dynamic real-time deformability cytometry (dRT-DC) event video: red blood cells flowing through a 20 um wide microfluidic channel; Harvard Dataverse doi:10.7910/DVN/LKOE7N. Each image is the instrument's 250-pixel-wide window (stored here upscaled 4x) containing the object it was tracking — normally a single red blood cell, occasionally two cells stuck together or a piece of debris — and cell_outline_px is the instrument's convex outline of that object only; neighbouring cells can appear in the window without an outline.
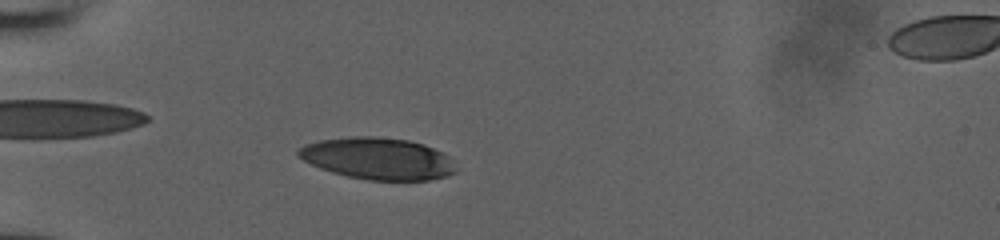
{"species": "human", "species_latin": "Homo sapiens", "temperature_condition": "room temperature", "stored_images_in_passage": 27, "camera_frame_rate_fps": 3000, "um_per_image_px": 0.085, "donor": {"sex": "male"}, "frame": {"image": 1, "passage_image": 13, "time_ms": 4.0, "image_size_px": [1000, 240], "cell_outline_px": [[456, 172], [448, 176], [428, 180], [368, 180], [348, 176], [332, 172], [320, 168], [296, 156], [296, 152], [304, 144], [320, 140], [352, 136], [376, 136], [408, 140], [424, 144], [444, 152], [448, 156]], "centroid_in_image_um": [32.1, 13.47], "position_along_channel_um": 52.9, "area_um2": 38.38}}
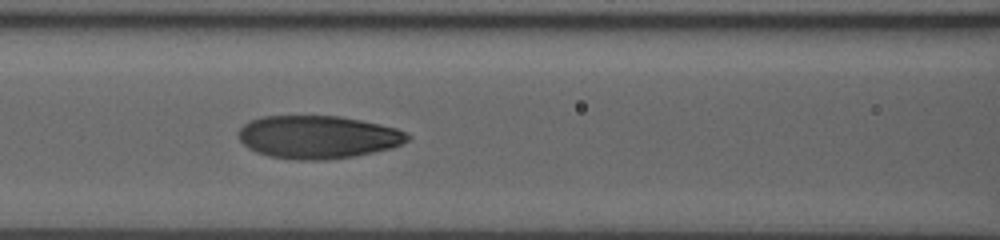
{"frame": {"image": 2, "passage_image": 21, "time_ms": 6.667, "image_size_px": [1000, 240], "cell_outline_px": [[412, 136], [408, 140], [392, 148], [352, 156], [328, 160], [296, 160], [268, 156], [256, 152], [248, 148], [240, 140], [240, 128], [244, 124], [260, 116], [340, 116], [380, 124], [396, 128]], "centroid_in_image_um": [27.02, 11.65], "position_along_channel_um": 139.6, "area_um2": 42.19}}
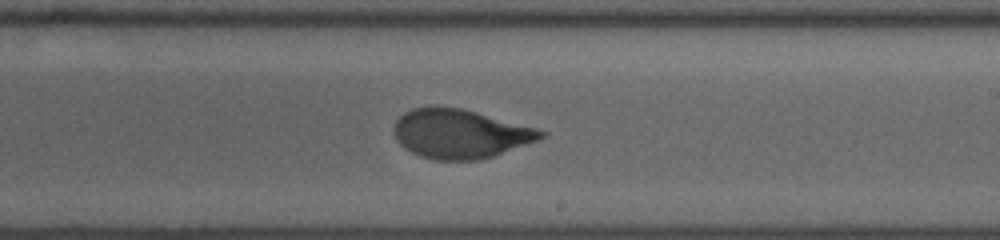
{"frame": {"image": 3, "passage_image": 27, "time_ms": 8.667, "image_size_px": [1000, 240], "cell_outline_px": [[548, 132], [544, 136], [536, 140], [492, 156], [480, 160], [432, 160], [420, 156], [404, 148], [396, 140], [392, 132], [392, 128], [396, 120], [404, 112], [412, 108], [460, 108], [476, 112], [536, 128]], "centroid_in_image_um": [39.05, 11.39], "position_along_channel_um": 250.0, "area_um2": 41.5}}